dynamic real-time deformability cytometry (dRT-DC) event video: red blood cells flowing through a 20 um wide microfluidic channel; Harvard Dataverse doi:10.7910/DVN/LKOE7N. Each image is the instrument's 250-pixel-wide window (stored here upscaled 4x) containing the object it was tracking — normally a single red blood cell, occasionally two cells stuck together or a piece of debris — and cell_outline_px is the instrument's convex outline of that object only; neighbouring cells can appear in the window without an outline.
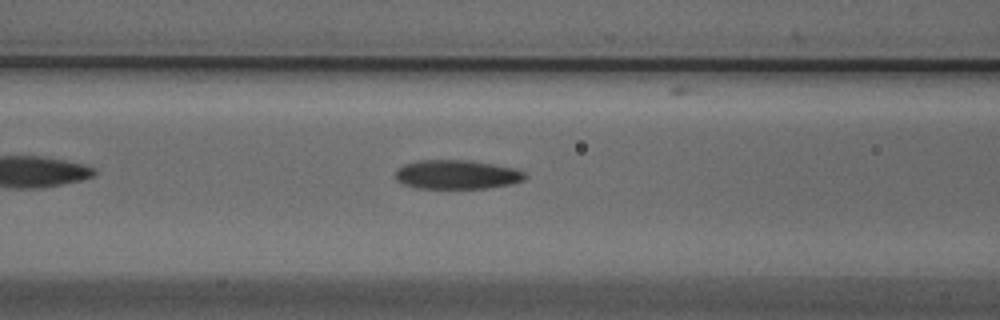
{"species": "Egyptian fruit bat (a non-hibernating species)", "species_latin": "Rousettus aegyptiacus", "temperature_condition": "cold", "stored_images_in_passage": 40, "camera_frame_rate_fps": 3000, "um_per_image_px": 0.085, "animal": {"sex": "male"}, "frame": {"image": 1, "passage_image": 10, "time_ms": 3.0, "image_size_px": [1000, 320], "cell_outline_px": [[528, 176], [524, 180], [512, 184], [488, 188], [412, 188], [396, 180], [396, 172], [404, 164], [416, 160], [472, 160], [516, 168], [524, 172]], "centroid_in_image_um": [38.86, 14.83], "position_along_channel_um": 127.7, "area_um2": 22.2}}
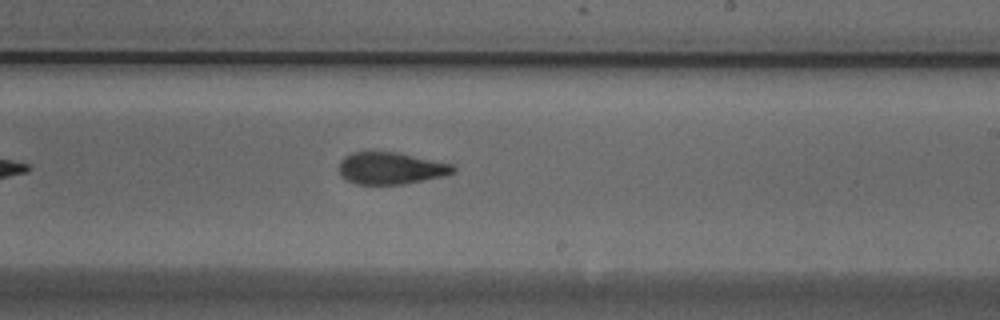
{"frame": {"image": 2, "passage_image": 20, "time_ms": 6.333, "image_size_px": [1000, 320], "cell_outline_px": [[456, 172], [444, 176], [404, 184], [356, 184], [344, 180], [340, 176], [340, 160], [344, 156], [352, 152], [396, 152], [456, 164]], "centroid_in_image_um": [33.25, 14.3], "position_along_channel_um": 255.8, "area_um2": 21.56}}
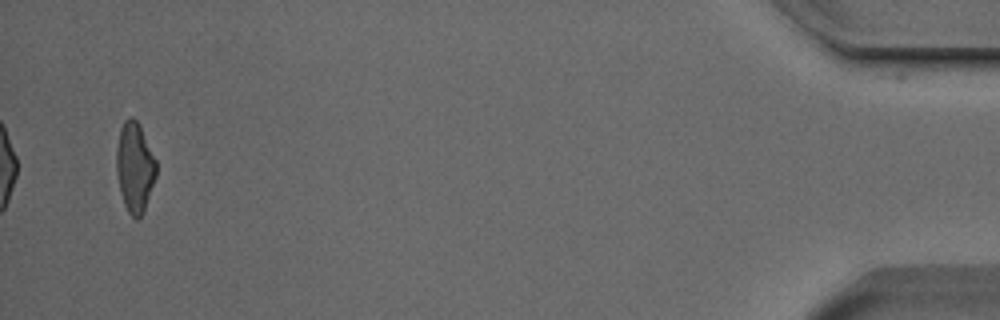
{"frame": {"image": 3, "passage_image": 40, "time_ms": 13.0, "image_size_px": [1000, 320], "cell_outline_px": [[156, 176], [144, 212], [136, 220], [128, 212], [124, 204], [120, 192], [116, 172], [116, 148], [120, 128], [124, 120], [128, 116], [132, 116], [140, 124], [156, 160]], "centroid_in_image_um": [11.45, 14.19], "position_along_channel_um": 423.8, "area_um2": 21.1}, "authors_computed_cell_mechanics": {"area_um2": 21.7906, "velocity_mm_per_s": 3.8524, "shape_relaxation_time_tau1_ms": 5.6793, "shape_relaxation_time_tau2_ms": 3.1758, "deformation_change_tau1": 0.1723, "deformation_change_tau2": 0.1179}}